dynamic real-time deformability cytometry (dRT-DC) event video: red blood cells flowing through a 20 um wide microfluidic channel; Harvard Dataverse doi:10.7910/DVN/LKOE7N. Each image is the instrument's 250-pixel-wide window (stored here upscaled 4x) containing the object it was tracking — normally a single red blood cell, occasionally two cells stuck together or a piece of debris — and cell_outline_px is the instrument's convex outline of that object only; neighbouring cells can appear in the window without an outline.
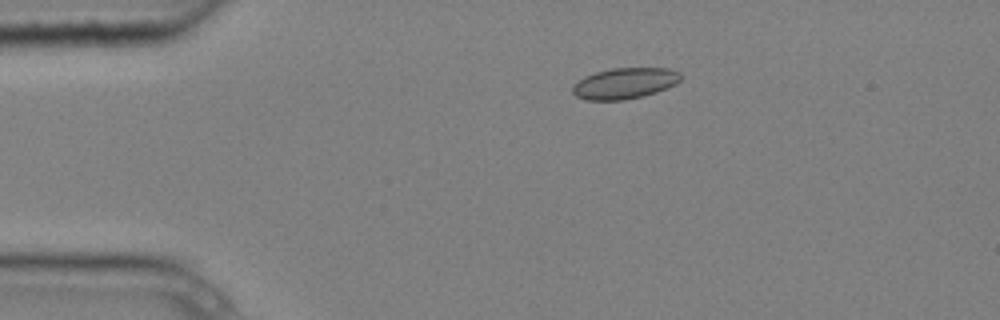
{"species": "common noctule bat (a hibernating species)", "species_latin": "Nyctalus noctula", "temperature_condition": "cold", "stored_images_in_passage": 5, "camera_frame_rate_fps": 3000, "um_per_image_px": 0.085, "animal": {"sex": "male", "body_mass_g": 20.4}, "frame": {"image": 1, "passage_image": 3, "time_ms": 0.667, "image_size_px": [1000, 320], "cell_outline_px": [[680, 80], [676, 84], [656, 92], [644, 96], [624, 100], [588, 100], [576, 96], [572, 92], [572, 84], [584, 76], [596, 72], [612, 68], [668, 68], [680, 72]], "centroid_in_image_um": [53.08, 7.08], "position_along_channel_um": 31.9, "area_um2": 19.59}}
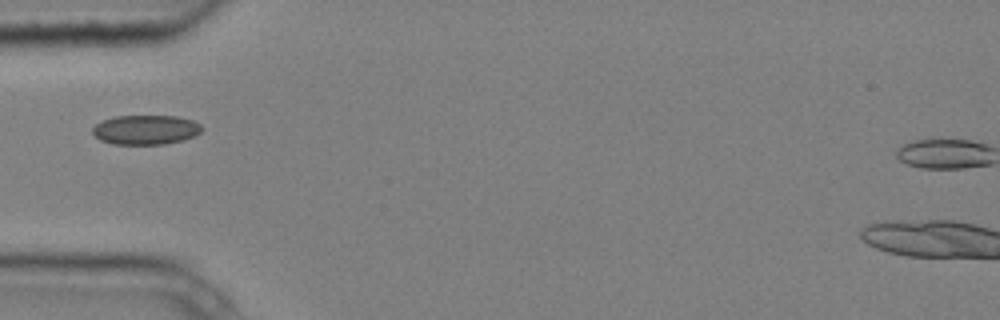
{"frame": {"image": 2, "passage_image": 5, "time_ms": 1.333, "image_size_px": [1000, 320], "cell_outline_px": [[204, 128], [196, 136], [184, 140], [164, 144], [112, 144], [100, 140], [92, 132], [92, 128], [96, 124], [104, 120], [116, 116], [176, 116], [192, 120], [200, 124]], "centroid_in_image_um": [12.41, 11.03], "position_along_channel_um": 72.6, "area_um2": 18.84}}